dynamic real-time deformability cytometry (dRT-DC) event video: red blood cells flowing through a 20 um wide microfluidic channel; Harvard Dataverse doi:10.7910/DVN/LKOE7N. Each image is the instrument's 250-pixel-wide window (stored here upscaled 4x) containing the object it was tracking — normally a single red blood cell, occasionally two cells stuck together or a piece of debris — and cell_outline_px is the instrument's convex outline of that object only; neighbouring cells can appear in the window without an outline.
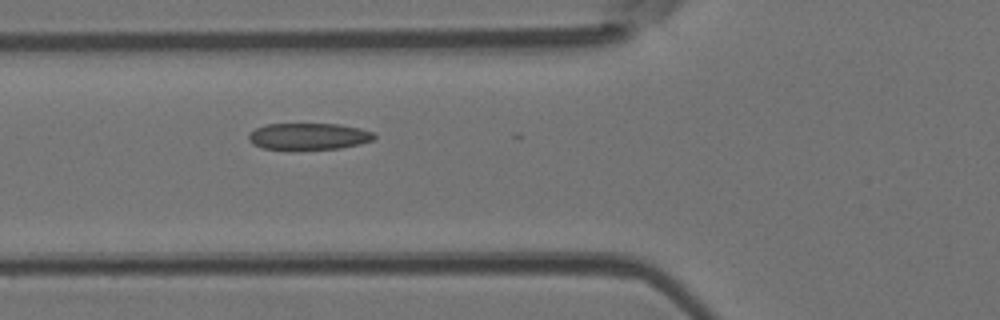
{"species": "Egyptian fruit bat (a non-hibernating species)", "species_latin": "Rousettus aegyptiacus", "temperature_condition": "room temperature", "stored_images_in_passage": 23, "camera_frame_rate_fps": 3000, "um_per_image_px": 0.085, "animal": {"sex": "female"}, "frame": {"image": 1, "passage_image": 19, "time_ms": 6.0, "image_size_px": [1000, 320], "cell_outline_px": [[376, 136], [372, 140], [360, 144], [340, 148], [264, 148], [252, 144], [248, 140], [248, 136], [256, 128], [264, 124], [340, 124], [360, 128], [372, 132]], "centroid_in_image_um": [26.24, 11.57], "position_along_channel_um": 99.6, "area_um2": 19.07}}
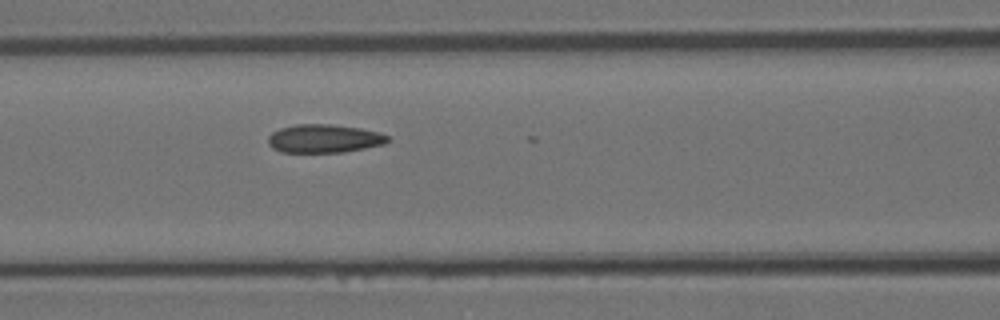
{"frame": {"image": 2, "passage_image": 22, "time_ms": 7.0, "image_size_px": [1000, 320], "cell_outline_px": [[392, 140], [384, 144], [344, 152], [280, 152], [272, 148], [268, 144], [268, 136], [272, 132], [280, 128], [296, 124], [332, 124], [360, 128], [376, 132], [388, 136]], "centroid_in_image_um": [27.53, 11.78], "position_along_channel_um": 139.1, "area_um2": 19.83}}